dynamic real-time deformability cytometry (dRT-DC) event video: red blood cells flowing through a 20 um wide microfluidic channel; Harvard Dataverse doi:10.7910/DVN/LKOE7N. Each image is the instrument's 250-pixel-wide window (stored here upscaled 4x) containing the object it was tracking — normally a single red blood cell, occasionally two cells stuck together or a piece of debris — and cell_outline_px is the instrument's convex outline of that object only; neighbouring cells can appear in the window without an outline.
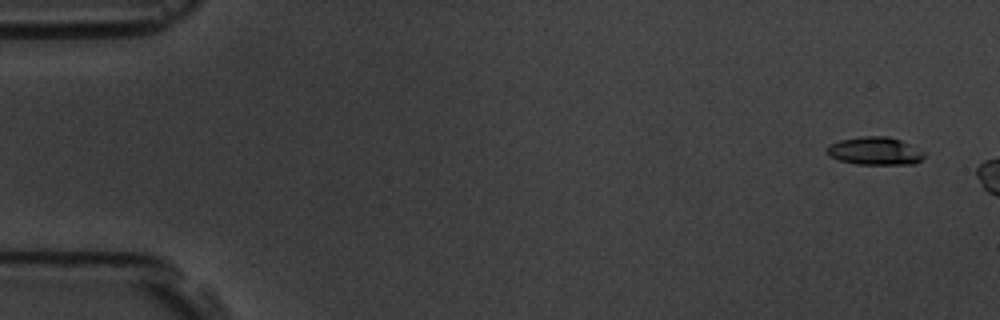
{"species": "common noctule bat (a hibernating species)", "species_latin": "Nyctalus noctula", "temperature_condition": "room temperature", "stored_images_in_passage": 3, "camera_frame_rate_fps": 3000, "um_per_image_px": 0.085, "animal": {"sex": "male", "body_mass_g": 19.5, "forearm_length_mm": 54.6}, "frame": {"image": 1, "passage_image": 1, "time_ms": 0.0, "image_size_px": [1000, 320], "cell_outline_px": [[924, 156], [916, 164], [856, 164], [840, 160], [828, 156], [824, 152], [824, 148], [840, 140], [860, 136], [888, 136], [900, 140], [924, 152]], "centroid_in_image_um": [74.32, 12.83], "position_along_channel_um": 10.7, "area_um2": 15.84}}